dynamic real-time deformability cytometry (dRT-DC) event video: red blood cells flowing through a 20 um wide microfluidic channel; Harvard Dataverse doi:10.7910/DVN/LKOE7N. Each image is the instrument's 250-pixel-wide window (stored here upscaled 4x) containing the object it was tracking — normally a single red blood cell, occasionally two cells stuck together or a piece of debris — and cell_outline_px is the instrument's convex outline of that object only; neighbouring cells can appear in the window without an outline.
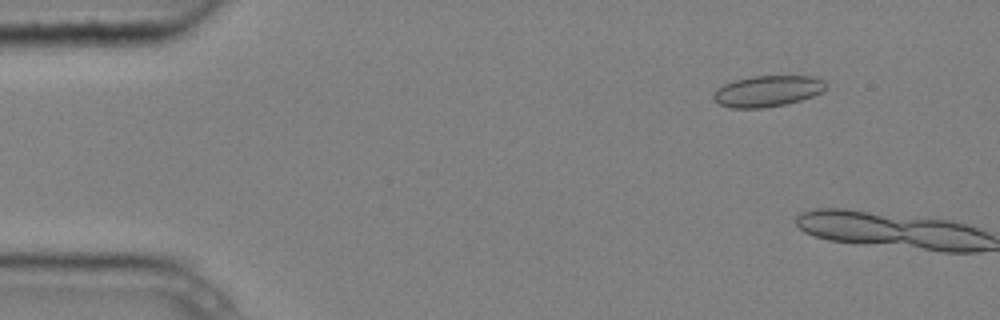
{"species": "common noctule bat (a hibernating species)", "species_latin": "Nyctalus noctula", "temperature_condition": "cold", "stored_images_in_passage": 3, "camera_frame_rate_fps": 3000, "um_per_image_px": 0.085, "animal": {"sex": "male", "body_mass_g": 20.4}, "frame": {"image": 1, "passage_image": 2, "time_ms": 0.333, "image_size_px": [1000, 320], "cell_outline_px": [[824, 88], [820, 92], [812, 96], [800, 100], [784, 104], [764, 108], [728, 108], [712, 100], [712, 92], [716, 88], [724, 84], [736, 80], [752, 76], [812, 76], [824, 80]], "centroid_in_image_um": [65.16, 7.75], "position_along_channel_um": 19.8, "area_um2": 20.35}}